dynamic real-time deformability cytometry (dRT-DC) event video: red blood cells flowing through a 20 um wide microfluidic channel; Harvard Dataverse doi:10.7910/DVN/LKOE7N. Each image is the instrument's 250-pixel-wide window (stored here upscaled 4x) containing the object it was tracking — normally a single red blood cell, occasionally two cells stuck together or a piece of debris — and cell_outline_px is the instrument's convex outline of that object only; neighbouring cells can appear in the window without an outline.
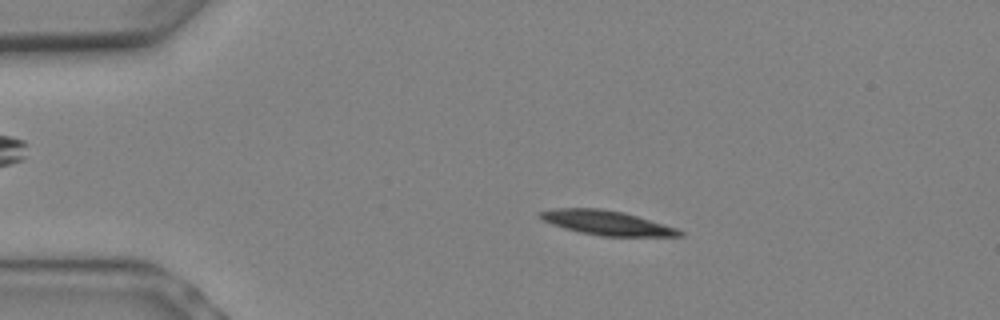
{"species": "Egyptian fruit bat (a non-hibernating species)", "species_latin": "Rousettus aegyptiacus", "temperature_condition": "warm", "stored_images_in_passage": 6, "camera_frame_rate_fps": 3000, "um_per_image_px": 0.085, "animal": {"sex": "female"}, "frame": {"image": 1, "passage_image": 4, "time_ms": 1.0, "image_size_px": [1000, 320], "cell_outline_px": [[684, 236], [600, 236], [580, 232], [564, 228], [552, 224], [536, 216], [536, 212], [556, 208], [600, 208], [624, 212], [676, 228], [684, 232]], "centroid_in_image_um": [51.53, 18.93], "position_along_channel_um": 33.5, "area_um2": 19.83}}